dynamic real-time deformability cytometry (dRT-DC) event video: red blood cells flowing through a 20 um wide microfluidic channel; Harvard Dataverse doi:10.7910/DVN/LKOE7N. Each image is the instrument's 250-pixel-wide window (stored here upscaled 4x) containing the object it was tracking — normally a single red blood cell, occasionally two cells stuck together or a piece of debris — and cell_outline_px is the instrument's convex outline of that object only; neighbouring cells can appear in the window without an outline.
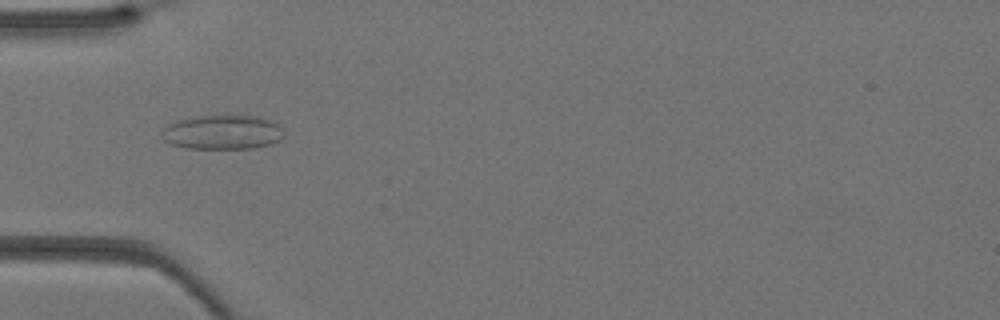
{"species": "Egyptian fruit bat (a non-hibernating species)", "species_latin": "Rousettus aegyptiacus", "temperature_condition": "warm", "stored_images_in_passage": 40, "camera_frame_rate_fps": 3000, "um_per_image_px": 0.085, "animal": {"sex": "female"}, "frame": {"image": 1, "passage_image": 13, "time_ms": 4.0, "image_size_px": [1000, 320], "cell_outline_px": [[284, 136], [280, 140], [272, 144], [256, 148], [188, 148], [172, 144], [164, 140], [164, 128], [168, 124], [180, 120], [196, 116], [260, 116], [276, 120], [284, 132]], "centroid_in_image_um": [19.02, 11.23], "position_along_channel_um": 66.0, "area_um2": 24.45}}
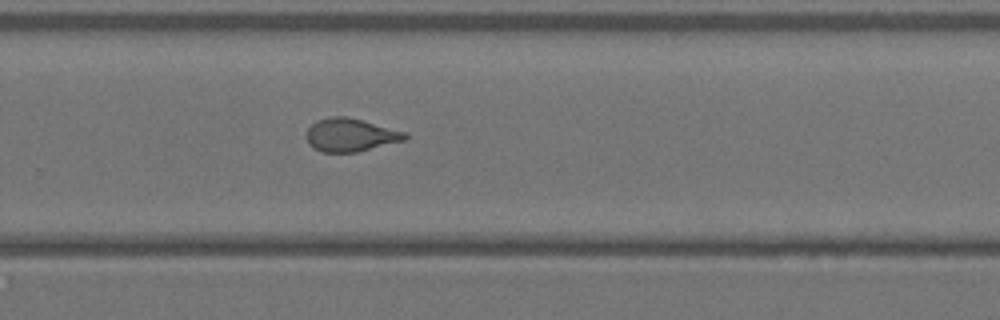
{"frame": {"image": 2, "passage_image": 27, "time_ms": 8.667, "image_size_px": [1000, 320], "cell_outline_px": [[408, 136], [404, 140], [356, 152], [324, 152], [308, 144], [304, 136], [308, 128], [316, 120], [332, 116], [348, 116], [408, 132]], "centroid_in_image_um": [29.78, 11.45], "position_along_channel_um": 300.0, "area_um2": 19.13}}
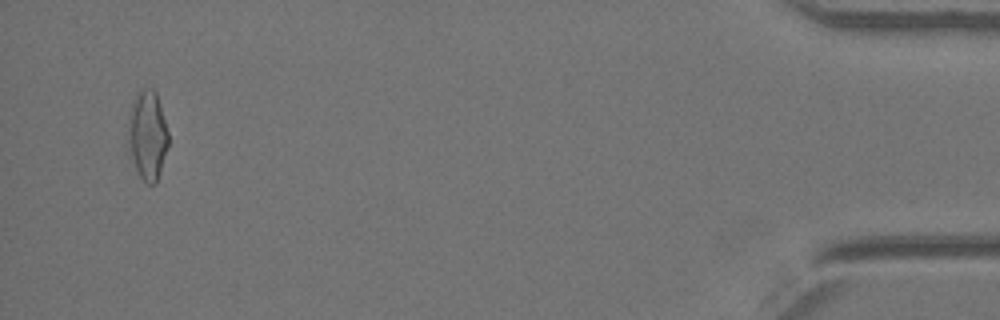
{"frame": {"image": 3, "passage_image": 39, "time_ms": 12.667, "image_size_px": [1000, 320], "cell_outline_px": [[168, 144], [156, 184], [148, 184], [140, 176], [136, 168], [132, 152], [128, 128], [128, 116], [136, 92], [140, 88], [152, 88], [156, 92], [168, 132]], "centroid_in_image_um": [12.55, 11.43], "position_along_channel_um": 422.6, "area_um2": 20.35}}